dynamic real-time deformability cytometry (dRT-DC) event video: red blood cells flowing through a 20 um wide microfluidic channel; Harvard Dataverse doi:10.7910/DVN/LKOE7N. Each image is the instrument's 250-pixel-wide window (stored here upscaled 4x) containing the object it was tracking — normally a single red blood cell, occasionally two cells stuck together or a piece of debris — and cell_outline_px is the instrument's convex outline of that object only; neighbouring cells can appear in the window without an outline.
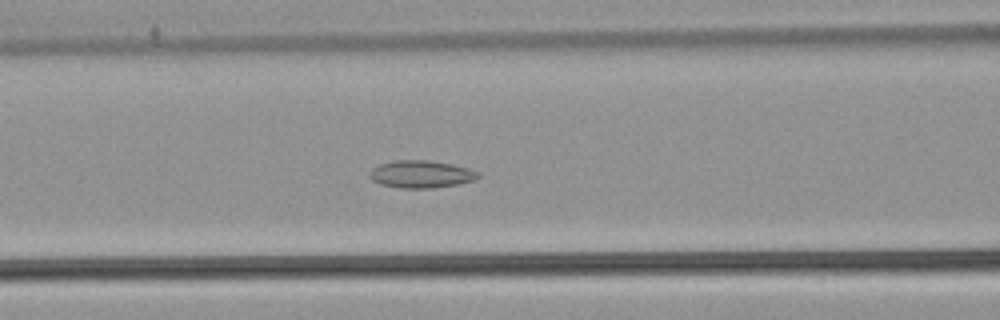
{"species": "common noctule bat (a hibernating species)", "species_latin": "Nyctalus noctula", "temperature_condition": "warm", "stored_images_in_passage": 55, "camera_frame_rate_fps": 3000, "um_per_image_px": 0.085, "animal": {"sex": "male", "body_mass_g": 21.5, "forearm_length_mm": 52.0}, "frame": {"image": 1, "passage_image": 24, "time_ms": 7.667, "image_size_px": [1000, 320], "cell_outline_px": [[480, 176], [476, 180], [456, 184], [432, 188], [400, 188], [380, 184], [372, 180], [368, 176], [372, 168], [380, 164], [392, 160], [428, 160], [452, 164], [468, 168], [476, 172]], "centroid_in_image_um": [35.76, 14.8], "position_along_channel_um": 130.8, "area_um2": 17.34}}
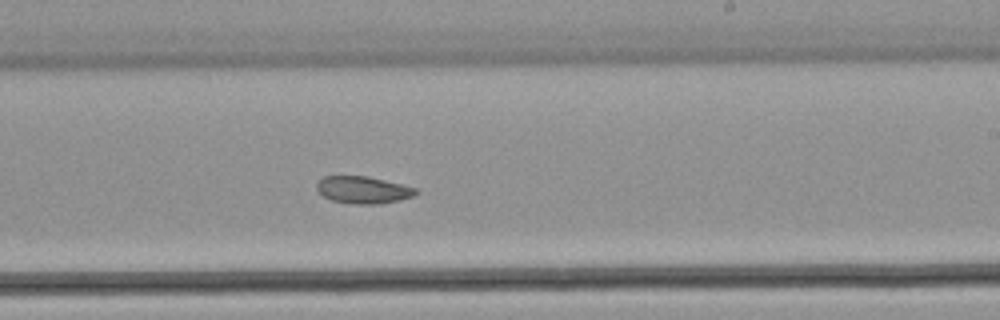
{"frame": {"image": 2, "passage_image": 34, "time_ms": 11.0, "image_size_px": [1000, 320], "cell_outline_px": [[420, 192], [412, 196], [400, 200], [376, 204], [352, 204], [332, 200], [324, 196], [316, 188], [316, 184], [324, 176], [368, 176], [416, 188]], "centroid_in_image_um": [30.87, 16.14], "position_along_channel_um": 258.1, "area_um2": 15.55}}
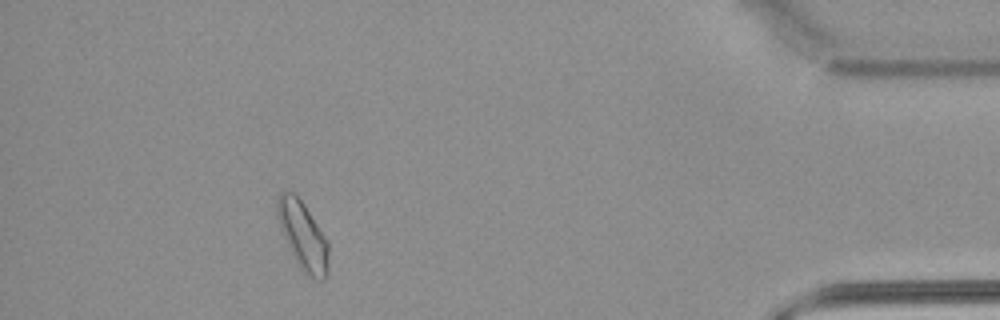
{"frame": {"image": 3, "passage_image": 50, "time_ms": 16.333, "image_size_px": [1000, 320], "cell_outline_px": [[328, 272], [324, 280], [320, 280], [304, 272], [296, 264], [280, 228], [276, 216], [276, 200], [280, 192], [292, 192], [304, 204], [328, 240]], "centroid_in_image_um": [25.73, 20.03], "position_along_channel_um": 409.5, "area_um2": 20.35}, "authors_computed_cell_mechanics": {"area_um2": 18.9006, "velocity_mm_per_s": 3.8253, "shape_relaxation_time_tau1_ms": null, "shape_relaxation_time_tau2_ms": 7.2857, "deformation_change_tau1": null, "deformation_change_tau2": 0.121}}